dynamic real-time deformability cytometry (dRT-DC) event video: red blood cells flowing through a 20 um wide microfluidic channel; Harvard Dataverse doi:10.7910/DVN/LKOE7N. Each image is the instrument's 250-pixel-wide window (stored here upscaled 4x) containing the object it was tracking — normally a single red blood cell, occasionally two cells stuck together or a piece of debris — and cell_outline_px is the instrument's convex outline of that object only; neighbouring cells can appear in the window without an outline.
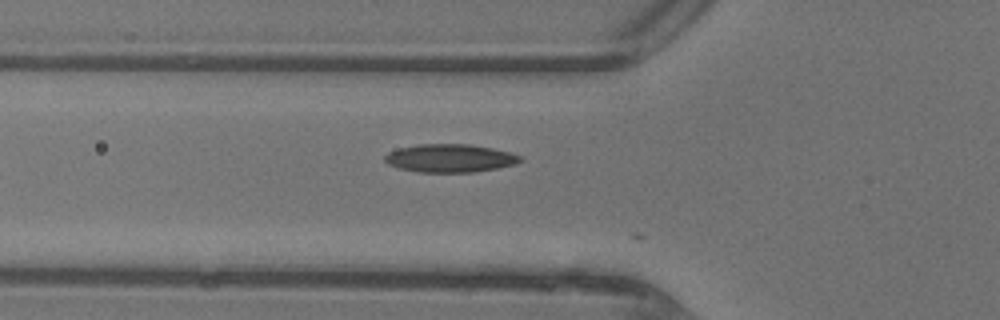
{"species": "common noctule bat (a hibernating species)", "species_latin": "Nyctalus noctula", "temperature_condition": "warm", "stored_images_in_passage": 6, "camera_frame_rate_fps": 3000, "um_per_image_px": 0.085, "animal": {"sex": "female"}, "frame": {"image": 1, "passage_image": 2, "time_ms": 0.333, "image_size_px": [1000, 320], "cell_outline_px": [[524, 160], [516, 164], [496, 168], [472, 172], [420, 172], [400, 168], [388, 164], [384, 160], [384, 156], [388, 152], [400, 148], [420, 144], [468, 144], [492, 148], [508, 152], [520, 156]], "centroid_in_image_um": [38.25, 13.44], "position_along_channel_um": 87.6, "area_um2": 22.02}}
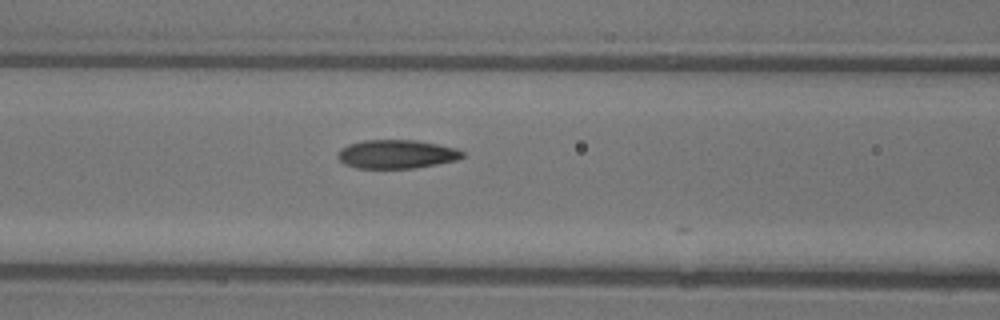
{"frame": {"image": 2, "passage_image": 5, "time_ms": 1.333, "image_size_px": [1000, 320], "cell_outline_px": [[464, 156], [456, 160], [416, 168], [356, 168], [344, 164], [336, 156], [340, 148], [348, 144], [364, 140], [416, 140], [456, 148], [464, 152]], "centroid_in_image_um": [33.68, 13.1], "position_along_channel_um": 132.9, "area_um2": 20.87}}